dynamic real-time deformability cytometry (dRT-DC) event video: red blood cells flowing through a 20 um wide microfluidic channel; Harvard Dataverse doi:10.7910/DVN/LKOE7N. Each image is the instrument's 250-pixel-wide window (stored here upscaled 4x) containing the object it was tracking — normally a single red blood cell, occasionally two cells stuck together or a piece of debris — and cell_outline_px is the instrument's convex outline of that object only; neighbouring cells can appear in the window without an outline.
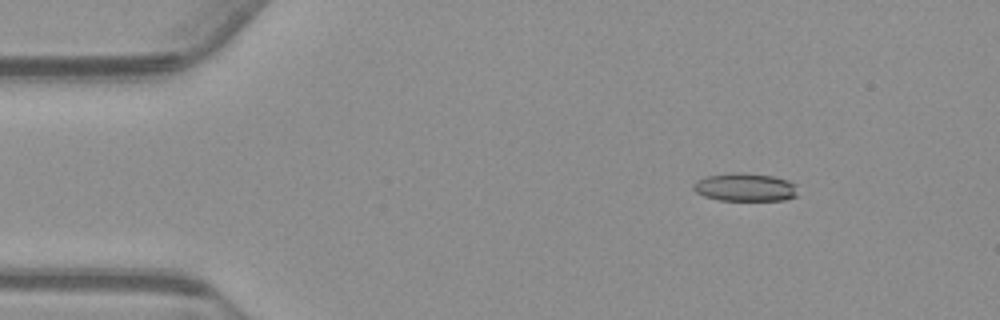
{"species": "common noctule bat (a hibernating species)", "species_latin": "Nyctalus noctula", "temperature_condition": "warm", "stored_images_in_passage": 49, "camera_frame_rate_fps": 3000, "um_per_image_px": 0.085, "animal": {"sex": "male", "body_mass_g": 23.1, "forearm_length_mm": 52.7}, "frame": {"image": 1, "passage_image": 1, "time_ms": 0.0, "image_size_px": [1000, 320], "cell_outline_px": [[796, 196], [784, 200], [720, 200], [704, 196], [696, 192], [692, 188], [692, 184], [696, 180], [704, 176], [736, 172], [744, 172], [772, 176], [788, 180], [796, 184]], "centroid_in_image_um": [63.3, 15.9], "position_along_channel_um": 21.7, "area_um2": 17.22}}
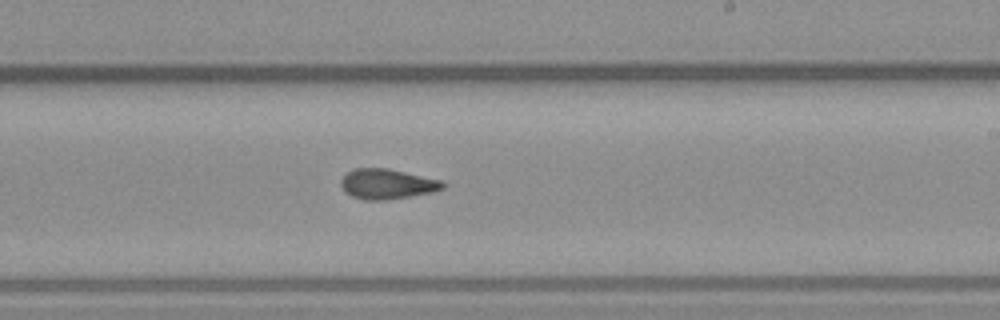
{"frame": {"image": 2, "passage_image": 26, "time_ms": 8.333, "image_size_px": [1000, 320], "cell_outline_px": [[448, 184], [444, 188], [432, 192], [388, 200], [364, 200], [352, 196], [340, 184], [340, 180], [352, 168], [388, 168], [440, 180]], "centroid_in_image_um": [32.92, 15.63], "position_along_channel_um": 256.1, "area_um2": 17.8}}
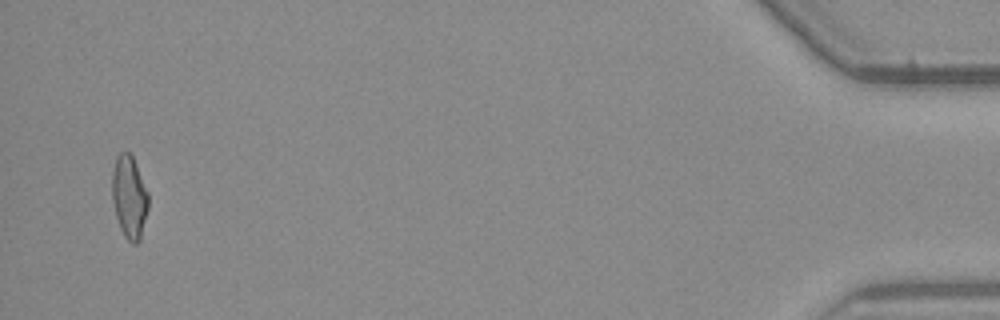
{"frame": {"image": 3, "passage_image": 47, "time_ms": 15.333, "image_size_px": [1000, 320], "cell_outline_px": [[148, 208], [140, 240], [136, 244], [132, 244], [124, 236], [120, 228], [116, 216], [112, 200], [112, 172], [116, 156], [120, 152], [132, 152], [148, 192]], "centroid_in_image_um": [10.99, 16.71], "position_along_channel_um": 424.2, "area_um2": 17.74}, "authors_computed_cell_mechanics": {"area_um2": 17.629, "velocity_mm_per_s": 3.7473, "shape_relaxation_time_tau1_ms": null, "shape_relaxation_time_tau2_ms": 2.3154, "deformation_change_tau1": null, "deformation_change_tau2": 0.0962}}